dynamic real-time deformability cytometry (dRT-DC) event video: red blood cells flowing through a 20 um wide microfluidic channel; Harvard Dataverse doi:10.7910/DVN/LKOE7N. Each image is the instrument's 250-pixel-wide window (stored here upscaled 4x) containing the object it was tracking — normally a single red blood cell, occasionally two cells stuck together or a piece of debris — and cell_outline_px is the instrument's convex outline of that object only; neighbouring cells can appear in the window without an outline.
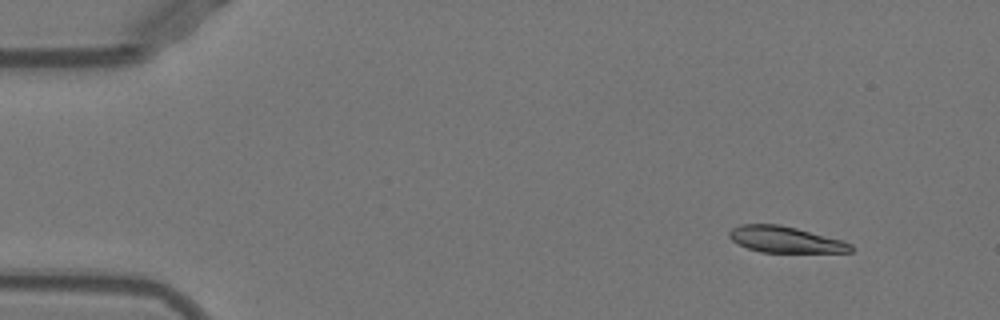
{"species": "Egyptian fruit bat (a non-hibernating species)", "species_latin": "Rousettus aegyptiacus", "temperature_condition": "warm", "stored_images_in_passage": 47, "camera_frame_rate_fps": 3000, "um_per_image_px": 0.085, "animal": {"sex": "female"}, "frame": {"image": 1, "passage_image": 1, "time_ms": 0.0, "image_size_px": [1000, 320], "cell_outline_px": [[852, 252], [760, 252], [748, 248], [732, 240], [728, 236], [728, 232], [732, 228], [740, 224], [780, 224], [844, 240], [852, 244]], "centroid_in_image_um": [66.76, 20.35], "position_along_channel_um": 18.2, "area_um2": 18.55}}
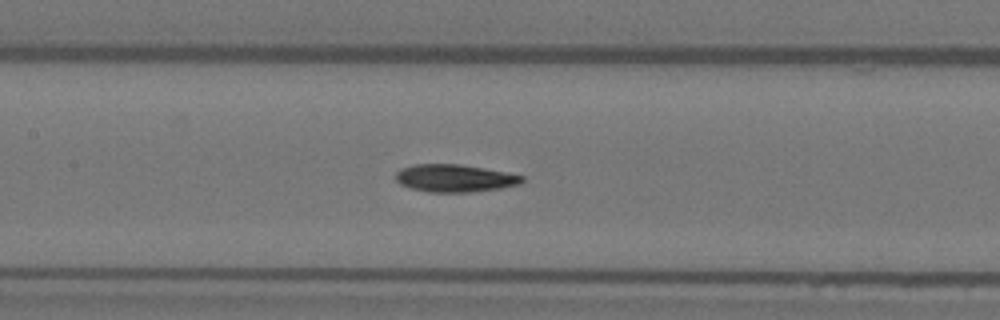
{"frame": {"image": 2, "passage_image": 20, "time_ms": 6.333, "image_size_px": [1000, 320], "cell_outline_px": [[524, 180], [520, 184], [500, 188], [468, 192], [428, 192], [412, 188], [400, 184], [396, 180], [396, 172], [400, 168], [412, 164], [460, 164], [484, 168], [524, 176]], "centroid_in_image_um": [38.62, 15.14], "position_along_channel_um": 168.8, "area_um2": 20.23}}
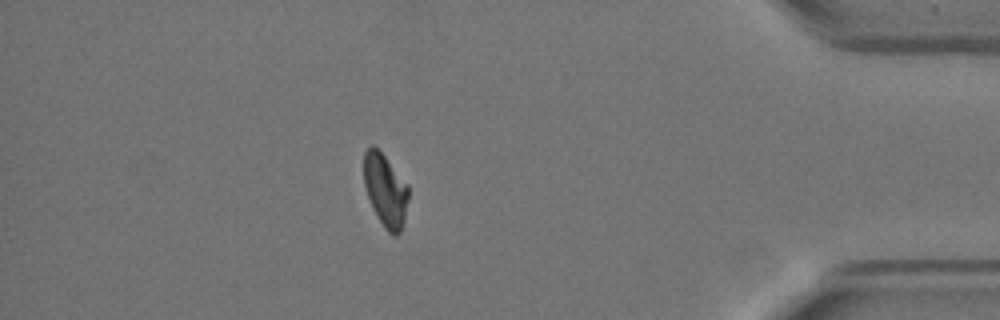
{"frame": {"image": 3, "passage_image": 41, "time_ms": 13.333, "image_size_px": [1000, 320], "cell_outline_px": [[408, 200], [404, 220], [400, 232], [396, 236], [392, 236], [384, 228], [372, 208], [364, 184], [364, 152], [372, 144], [384, 156], [408, 184]], "centroid_in_image_um": [32.76, 16.2], "position_along_channel_um": 402.4, "area_um2": 18.79}, "authors_computed_cell_mechanics": {"area_um2": 19.8254, "velocity_mm_per_s": 3.9481, "shape_relaxation_time_tau1_ms": 5.594, "shape_relaxation_time_tau2_ms": 5.9321, "deformation_change_tau1": 0.201, "deformation_change_tau2": 0.1111}}